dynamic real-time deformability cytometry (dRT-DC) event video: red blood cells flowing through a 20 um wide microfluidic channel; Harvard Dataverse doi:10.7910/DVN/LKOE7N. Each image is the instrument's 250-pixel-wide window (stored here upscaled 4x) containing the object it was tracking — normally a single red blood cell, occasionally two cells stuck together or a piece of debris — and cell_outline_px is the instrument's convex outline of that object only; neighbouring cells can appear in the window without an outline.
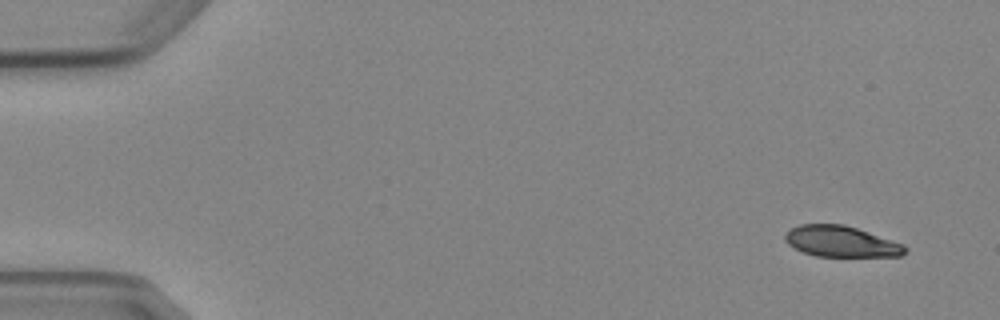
{"species": "Egyptian fruit bat (a non-hibernating species)", "species_latin": "Rousettus aegyptiacus", "temperature_condition": "cold", "stored_images_in_passage": 7, "camera_frame_rate_fps": 3000, "um_per_image_px": 0.085, "animal": {"sex": "female"}, "frame": {"image": 1, "passage_image": 1, "time_ms": 0.0, "image_size_px": [1000, 320], "cell_outline_px": [[908, 252], [900, 256], [816, 256], [804, 252], [788, 244], [784, 240], [784, 236], [792, 228], [800, 224], [844, 224], [904, 244], [908, 248]], "centroid_in_image_um": [71.52, 20.53], "position_along_channel_um": 13.5, "area_um2": 21.5}}
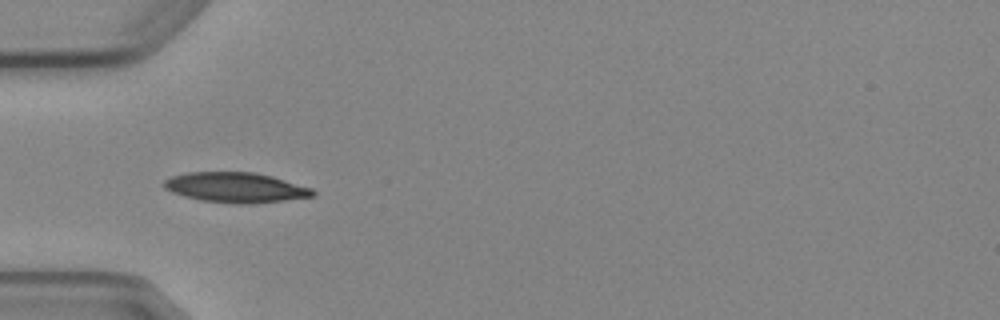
{"frame": {"image": 2, "passage_image": 5, "time_ms": 4.667, "image_size_px": [1000, 320], "cell_outline_px": [[316, 192], [312, 196], [248, 204], [240, 204], [200, 200], [184, 196], [172, 192], [164, 188], [164, 180], [172, 176], [188, 172], [256, 172], [272, 176], [312, 188]], "centroid_in_image_um": [20.0, 15.92], "position_along_channel_um": 65.0, "area_um2": 25.84}}
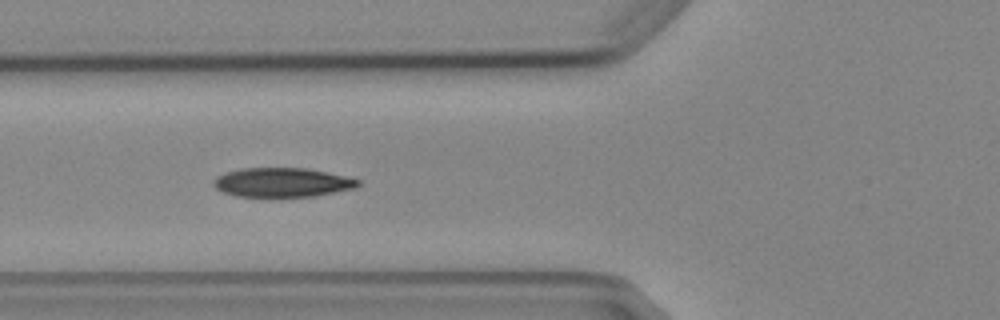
{"frame": {"image": 3, "passage_image": 6, "time_ms": 5.667, "image_size_px": [1000, 320], "cell_outline_px": [[360, 184], [356, 188], [316, 196], [280, 200], [236, 196], [224, 192], [216, 188], [212, 184], [212, 180], [216, 176], [224, 172], [240, 168], [308, 168], [328, 172], [360, 180]], "centroid_in_image_um": [23.96, 15.55], "position_along_channel_um": 101.8, "area_um2": 25.84}}